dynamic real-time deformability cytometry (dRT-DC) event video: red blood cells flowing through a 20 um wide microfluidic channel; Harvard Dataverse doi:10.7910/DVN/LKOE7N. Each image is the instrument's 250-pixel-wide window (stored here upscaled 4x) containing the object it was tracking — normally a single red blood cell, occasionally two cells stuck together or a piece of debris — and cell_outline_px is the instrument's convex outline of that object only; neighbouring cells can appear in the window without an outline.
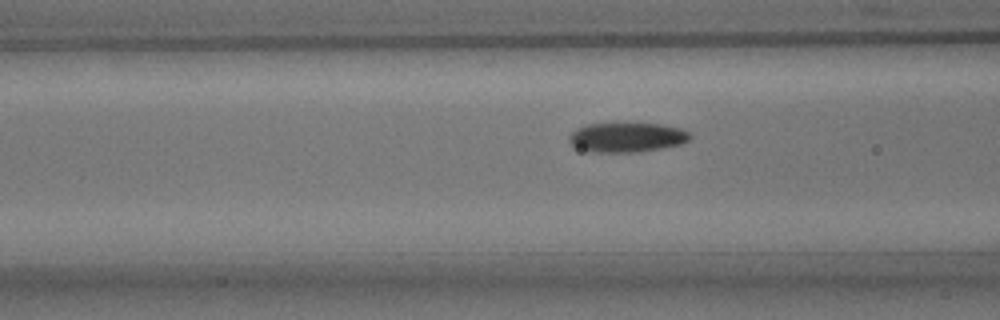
{"species": "common noctule bat (a hibernating species)", "species_latin": "Nyctalus noctula", "temperature_condition": "room temperature", "stored_images_in_passage": 39, "camera_frame_rate_fps": 3000, "um_per_image_px": 0.085, "animal": {"sex": "male", "body_mass_g": 15.6}, "frame": {"image": 1, "passage_image": 10, "time_ms": 3.0, "image_size_px": [1000, 320], "cell_outline_px": [[692, 136], [688, 140], [680, 144], [640, 152], [592, 152], [572, 148], [568, 140], [568, 136], [576, 128], [588, 124], [660, 124], [680, 128], [688, 132]], "centroid_in_image_um": [53.21, 11.69], "position_along_channel_um": 113.4, "area_um2": 20.87}}
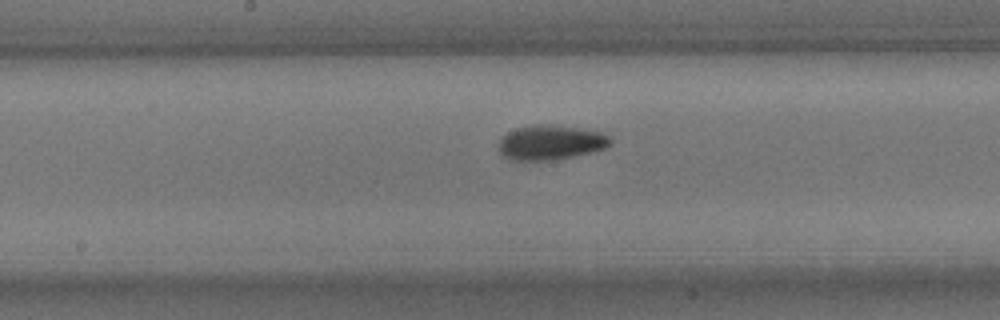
{"frame": {"image": 2, "passage_image": 17, "time_ms": 5.333, "image_size_px": [1000, 320], "cell_outline_px": [[612, 144], [604, 148], [572, 156], [548, 160], [512, 160], [504, 156], [500, 152], [500, 140], [508, 132], [516, 128], [536, 124], [540, 124], [576, 128], [600, 132], [608, 136], [612, 140]], "centroid_in_image_um": [46.79, 12.11], "position_along_channel_um": 201.4, "area_um2": 21.96}}
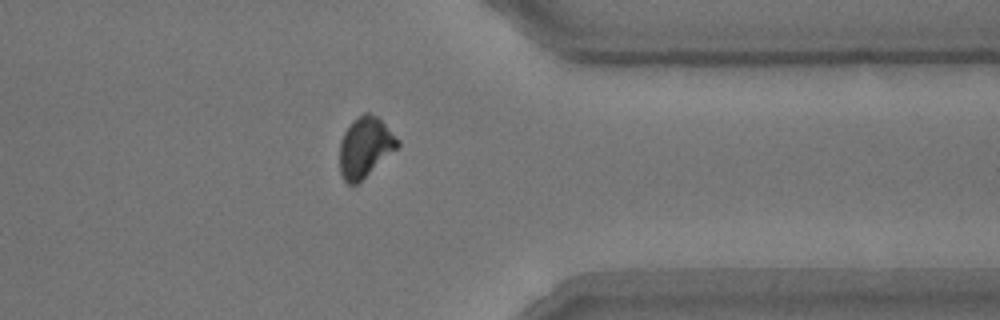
{"frame": {"image": 3, "passage_image": 32, "time_ms": 10.333, "image_size_px": [1000, 320], "cell_outline_px": [[400, 144], [396, 148], [356, 184], [348, 184], [344, 180], [340, 172], [340, 140], [344, 132], [364, 112], [368, 112], [376, 116], [400, 140]], "centroid_in_image_um": [31.02, 12.51], "position_along_channel_um": 380.4, "area_um2": 19.59}, "authors_computed_cell_mechanics": {"area_um2": 20.808, "velocity_mm_per_s": 3.7596, "shape_relaxation_time_tau1_ms": 2.8848, "shape_relaxation_time_tau2_ms": 3.5345, "deformation_change_tau1": 0.1028, "deformation_change_tau2": 0.0731}}